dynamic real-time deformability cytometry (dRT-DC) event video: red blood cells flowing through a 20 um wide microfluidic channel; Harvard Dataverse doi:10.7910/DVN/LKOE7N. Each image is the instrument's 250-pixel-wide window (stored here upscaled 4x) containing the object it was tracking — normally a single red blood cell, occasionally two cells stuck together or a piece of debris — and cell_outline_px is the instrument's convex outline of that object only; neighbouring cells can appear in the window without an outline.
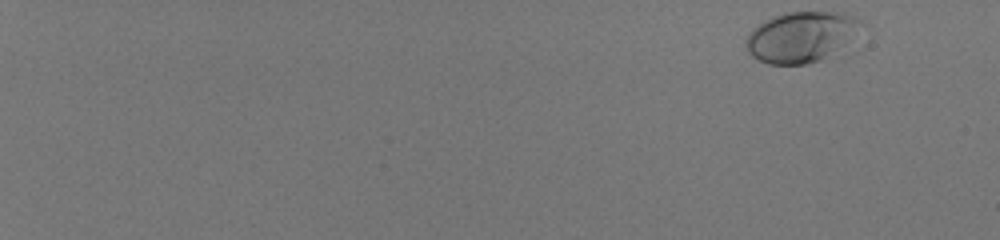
{"species": "human", "species_latin": "Homo sapiens", "temperature_condition": "room temperature", "stored_images_in_passage": 54, "camera_frame_rate_fps": 3000, "um_per_image_px": 0.085, "donor": {"sex": "male"}, "frame": {"image": 1, "passage_image": 1, "time_ms": 0.0, "image_size_px": [1000, 240], "cell_outline_px": [[856, 20], [840, 44], [820, 60], [808, 64], [768, 64], [752, 56], [748, 52], [744, 44], [744, 40], [748, 32], [752, 28], [772, 16], [788, 12], [840, 12], [852, 16]], "centroid_in_image_um": [67.81, 3.14], "position_along_channel_um": 17.2, "area_um2": 32.02}}
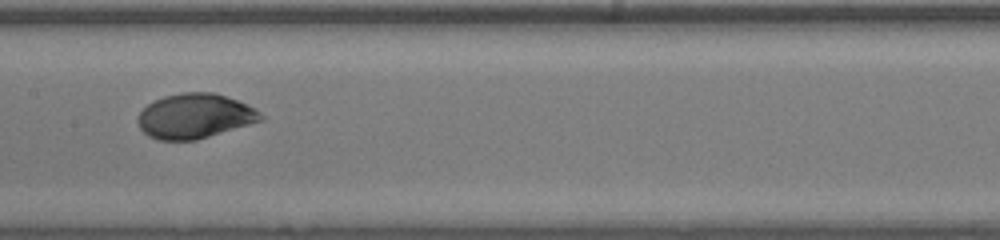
{"frame": {"image": 2, "passage_image": 32, "time_ms": 10.333, "image_size_px": [1000, 240], "cell_outline_px": [[268, 116], [264, 120], [196, 140], [160, 140], [148, 136], [140, 128], [136, 120], [140, 112], [148, 104], [164, 96], [180, 92], [212, 92], [236, 100], [256, 108]], "centroid_in_image_um": [16.59, 9.87], "position_along_channel_um": 190.8, "area_um2": 32.19}}
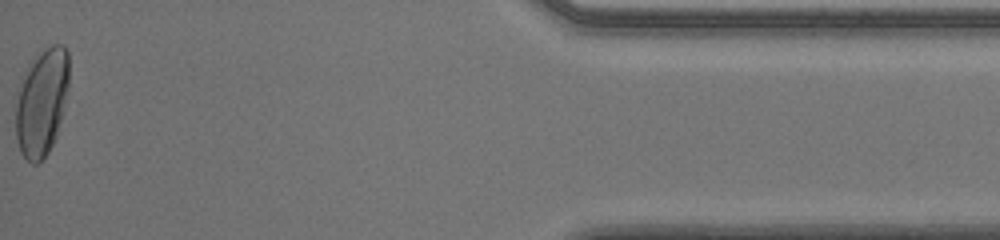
{"frame": {"image": 3, "passage_image": 54, "time_ms": 17.667, "image_size_px": [1000, 240], "cell_outline_px": [[68, 88], [56, 136], [48, 152], [36, 164], [32, 164], [20, 152], [16, 136], [16, 104], [20, 88], [28, 64], [44, 48], [52, 44], [64, 44], [68, 52]], "centroid_in_image_um": [3.55, 8.66], "position_along_channel_um": 431.6, "area_um2": 32.83}, "authors_computed_cell_mechanics": {"area_um2": 31.2698, "velocity_mm_per_s": 4.0387, "shape_relaxation_time_tau1_ms": 3.0204, "shape_relaxation_time_tau2_ms": null, "deformation_change_tau1": 0.1785, "deformation_change_tau2": null}}